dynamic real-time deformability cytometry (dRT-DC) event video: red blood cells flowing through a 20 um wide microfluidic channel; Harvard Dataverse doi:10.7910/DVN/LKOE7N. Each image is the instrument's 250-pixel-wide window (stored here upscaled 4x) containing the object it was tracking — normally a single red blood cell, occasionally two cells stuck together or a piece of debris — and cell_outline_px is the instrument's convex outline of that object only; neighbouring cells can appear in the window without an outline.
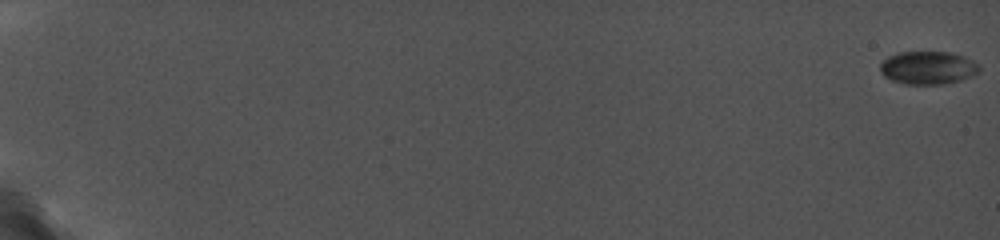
{"species": "common noctule bat (a hibernating species)", "species_latin": "Nyctalus noctula", "temperature_condition": "cold", "stored_images_in_passage": 92, "camera_frame_rate_fps": 5000, "um_per_image_px": 0.085, "animal": {"sex": "female", "body_mass_g": 19.0, "forearm_length_mm": 56.7}, "frame": {"image": 1, "passage_image": 1, "time_ms": 0.0, "image_size_px": [1000, 240], "cell_outline_px": [[980, 72], [972, 76], [960, 80], [944, 84], [904, 84], [892, 80], [884, 76], [880, 72], [880, 64], [888, 56], [900, 52], [948, 52], [964, 56], [980, 64]], "centroid_in_image_um": [78.89, 5.76], "position_along_channel_um": 6.1, "area_um2": 19.19}}
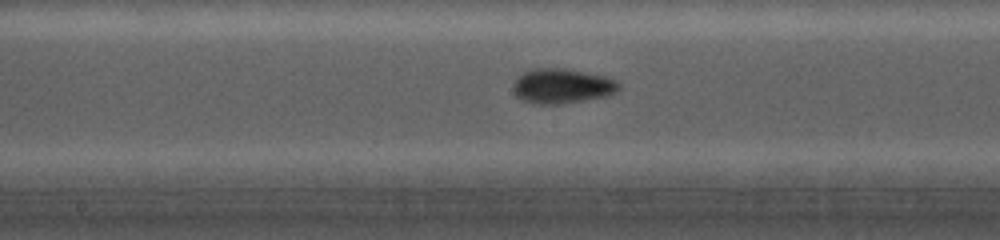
{"frame": {"image": 2, "passage_image": 63, "time_ms": 11.2, "image_size_px": [1000, 240], "cell_outline_px": [[620, 88], [616, 92], [608, 96], [560, 104], [540, 104], [520, 100], [516, 96], [512, 88], [512, 84], [524, 72], [532, 68], [564, 68], [604, 76], [616, 80], [620, 84]], "centroid_in_image_um": [47.77, 7.32], "position_along_channel_um": 200.4, "area_um2": 21.5}}
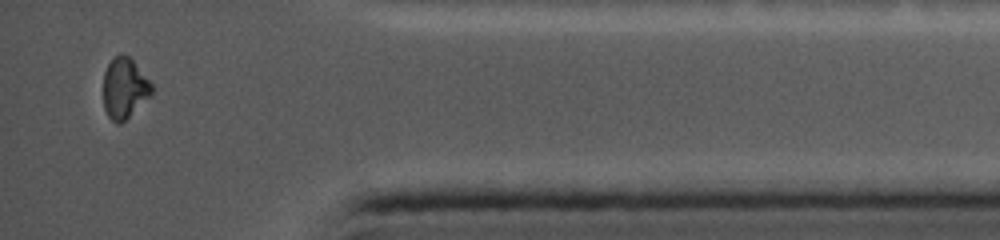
{"frame": {"image": 3, "passage_image": 92, "time_ms": 17.4, "image_size_px": [1000, 240], "cell_outline_px": [[152, 92], [120, 124], [116, 124], [108, 116], [104, 108], [104, 72], [108, 64], [116, 56], [124, 52], [132, 60], [152, 84]], "centroid_in_image_um": [10.55, 7.48], "position_along_channel_um": 424.7, "area_um2": 16.53}}